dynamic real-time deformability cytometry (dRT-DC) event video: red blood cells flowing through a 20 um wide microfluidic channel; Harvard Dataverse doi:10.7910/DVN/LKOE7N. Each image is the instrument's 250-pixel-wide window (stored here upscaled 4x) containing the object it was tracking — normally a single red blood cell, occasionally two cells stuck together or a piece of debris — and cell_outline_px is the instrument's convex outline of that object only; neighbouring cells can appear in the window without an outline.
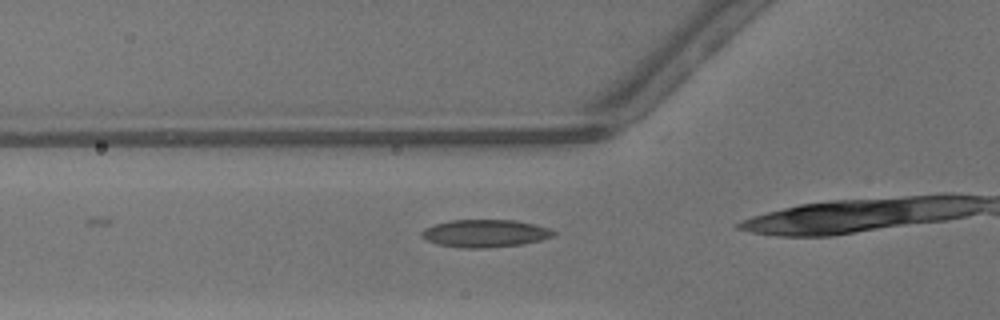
{"species": "common noctule bat (a hibernating species)", "species_latin": "Nyctalus noctula", "temperature_condition": "warm", "stored_images_in_passage": 6, "camera_frame_rate_fps": 3000, "um_per_image_px": 0.085, "animal": {"sex": "male", "body_mass_g": 13.3}, "frame": {"image": 1, "passage_image": 2, "time_ms": 0.333, "image_size_px": [1000, 320], "cell_outline_px": [[556, 236], [540, 240], [520, 244], [488, 248], [460, 248], [440, 244], [428, 240], [420, 236], [420, 232], [424, 228], [432, 224], [448, 220], [516, 220], [548, 228], [556, 232]], "centroid_in_image_um": [41.2, 19.83], "position_along_channel_um": 84.6, "area_um2": 21.27}}
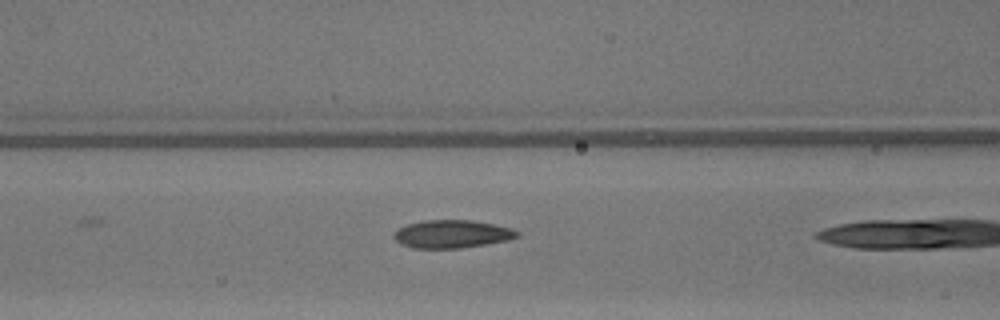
{"frame": {"image": 2, "passage_image": 5, "time_ms": 1.333, "image_size_px": [1000, 320], "cell_outline_px": [[520, 236], [508, 240], [460, 248], [412, 248], [400, 244], [392, 236], [400, 228], [408, 224], [424, 220], [472, 220], [512, 228], [520, 232]], "centroid_in_image_um": [38.43, 19.89], "position_along_channel_um": 128.2, "area_um2": 20.0}}